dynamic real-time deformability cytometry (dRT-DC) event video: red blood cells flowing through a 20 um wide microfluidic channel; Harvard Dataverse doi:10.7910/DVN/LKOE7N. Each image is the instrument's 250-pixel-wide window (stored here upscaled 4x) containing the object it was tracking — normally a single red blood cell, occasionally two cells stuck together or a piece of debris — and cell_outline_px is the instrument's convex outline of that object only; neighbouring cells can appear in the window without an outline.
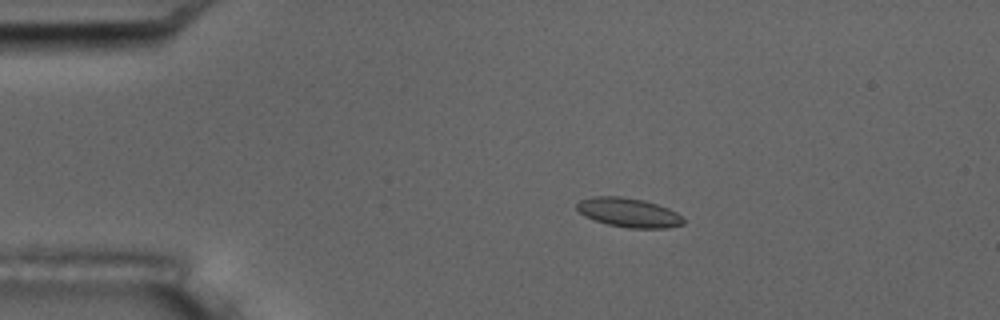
{"species": "common noctule bat (a hibernating species)", "species_latin": "Nyctalus noctula", "temperature_condition": "room temperature", "stored_images_in_passage": 55, "camera_frame_rate_fps": 3000, "um_per_image_px": 0.085, "animal": {"sex": "male", "body_mass_g": 17.5, "forearm_length_mm": 52.3}, "frame": {"image": 1, "passage_image": 11, "time_ms": 3.333, "image_size_px": [1000, 320], "cell_outline_px": [[684, 224], [668, 228], [628, 228], [608, 224], [584, 216], [576, 208], [576, 204], [580, 200], [592, 196], [620, 196], [644, 200], [668, 208], [676, 212], [684, 220]], "centroid_in_image_um": [53.43, 18.06], "position_along_channel_um": 31.6, "area_um2": 18.09}}
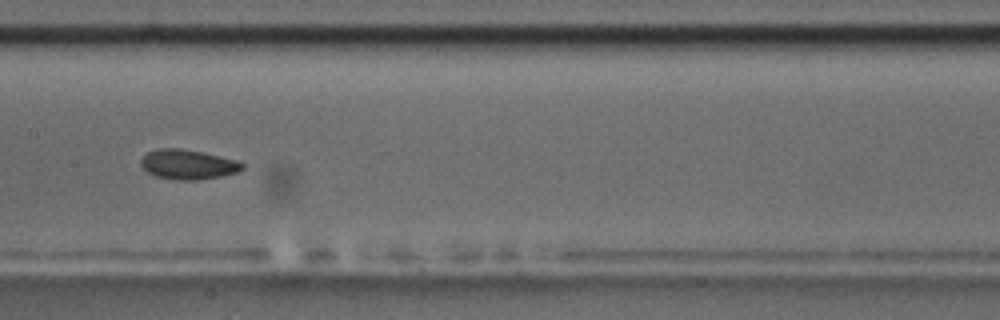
{"frame": {"image": 2, "passage_image": 28, "time_ms": 9.0, "image_size_px": [1000, 320], "cell_outline_px": [[244, 168], [236, 172], [220, 176], [200, 180], [176, 180], [156, 176], [148, 172], [140, 164], [140, 160], [148, 152], [156, 148], [180, 148], [200, 152], [236, 160], [244, 164]], "centroid_in_image_um": [15.95, 13.98], "position_along_channel_um": 191.5, "area_um2": 17.4}}
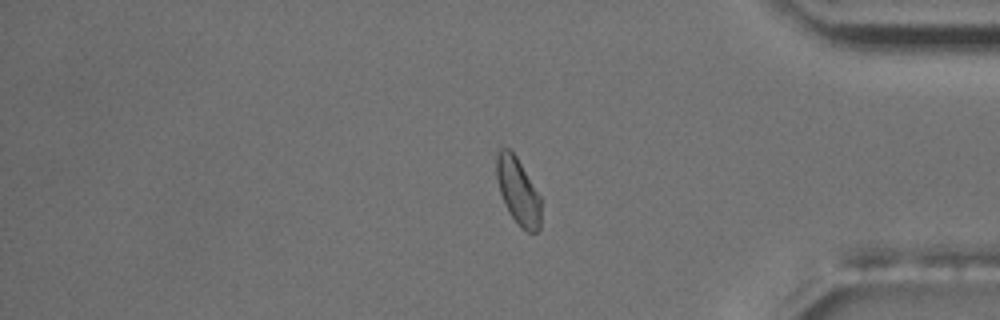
{"frame": {"image": 3, "passage_image": 46, "time_ms": 15.0, "image_size_px": [1000, 320], "cell_outline_px": [[540, 228], [536, 232], [528, 232], [508, 212], [504, 204], [500, 192], [496, 176], [496, 152], [500, 148], [508, 148], [516, 156], [540, 196]], "centroid_in_image_um": [44.01, 16.21], "position_along_channel_um": 391.2, "area_um2": 16.99}, "authors_computed_cell_mechanics": {"area_um2": 17.3978, "velocity_mm_per_s": 3.6955, "shape_relaxation_time_tau1_ms": 7.6098, "shape_relaxation_time_tau2_ms": 3.0469, "deformation_change_tau1": 0.1591, "deformation_change_tau2": 0.0705}}